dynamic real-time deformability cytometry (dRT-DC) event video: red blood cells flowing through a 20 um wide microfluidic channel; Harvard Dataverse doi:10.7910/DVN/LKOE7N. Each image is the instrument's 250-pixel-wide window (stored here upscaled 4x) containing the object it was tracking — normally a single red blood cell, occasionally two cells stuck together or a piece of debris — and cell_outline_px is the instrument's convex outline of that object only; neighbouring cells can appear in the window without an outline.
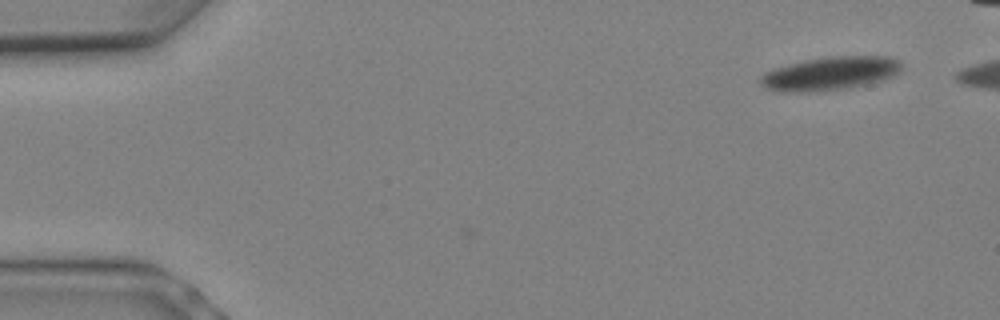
{"species": "Egyptian fruit bat (a non-hibernating species)", "species_latin": "Rousettus aegyptiacus", "temperature_condition": "warm", "stored_images_in_passage": 3, "camera_frame_rate_fps": 3000, "um_per_image_px": 0.085, "animal": {"sex": "female"}, "frame": {"image": 1, "passage_image": 3, "time_ms": 0.667, "image_size_px": [1000, 320], "cell_outline_px": [[900, 72], [892, 76], [880, 80], [852, 88], [812, 92], [784, 92], [764, 88], [760, 84], [760, 76], [764, 72], [772, 68], [804, 60], [828, 56], [888, 56], [900, 60]], "centroid_in_image_um": [70.51, 6.25], "position_along_channel_um": 14.5, "area_um2": 27.8}}